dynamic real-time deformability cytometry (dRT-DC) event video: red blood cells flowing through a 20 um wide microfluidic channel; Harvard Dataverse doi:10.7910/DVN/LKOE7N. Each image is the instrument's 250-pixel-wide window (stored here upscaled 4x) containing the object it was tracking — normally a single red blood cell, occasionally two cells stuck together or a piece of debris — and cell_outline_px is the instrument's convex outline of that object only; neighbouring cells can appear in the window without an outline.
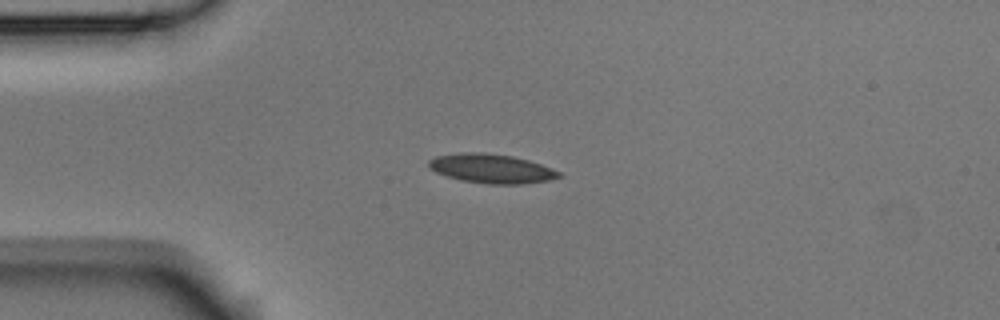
{"species": "Egyptian fruit bat (a non-hibernating species)", "species_latin": "Rousettus aegyptiacus", "temperature_condition": "room temperature", "stored_images_in_passage": 9, "camera_frame_rate_fps": 3000, "um_per_image_px": 0.085, "animal": {"sex": "male"}, "frame": {"image": 1, "passage_image": 2, "time_ms": 0.333, "image_size_px": [1000, 320], "cell_outline_px": [[564, 176], [548, 180], [520, 184], [488, 184], [460, 180], [436, 172], [428, 168], [428, 160], [436, 156], [460, 152], [484, 152], [512, 156], [528, 160], [552, 168], [560, 172]], "centroid_in_image_um": [41.75, 14.32], "position_along_channel_um": 43.2, "area_um2": 22.2}}
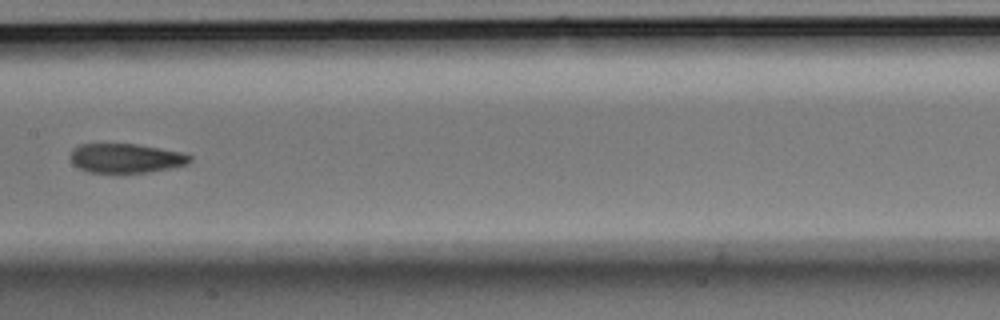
{"frame": {"image": 2, "passage_image": 6, "time_ms": 1.667, "image_size_px": [1000, 320], "cell_outline_px": [[192, 160], [188, 164], [172, 168], [148, 172], [88, 172], [72, 164], [68, 156], [72, 148], [80, 144], [136, 144], [160, 148], [180, 152], [192, 156]], "centroid_in_image_um": [10.67, 13.44], "position_along_channel_um": 196.7, "area_um2": 20.52}}
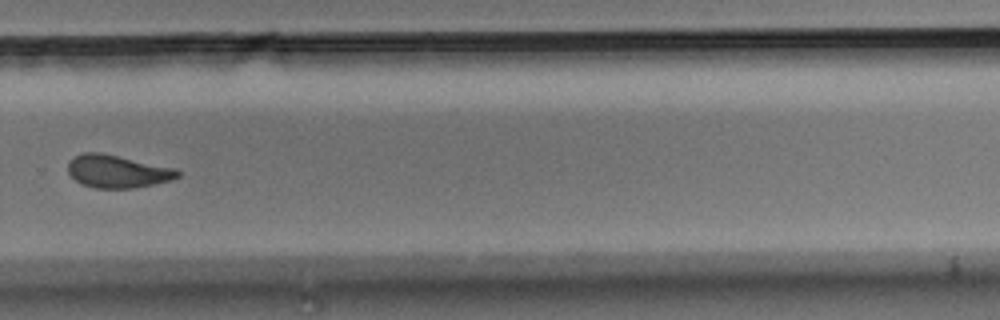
{"frame": {"image": 3, "passage_image": 9, "time_ms": 2.667, "image_size_px": [1000, 320], "cell_outline_px": [[180, 176], [172, 180], [136, 188], [96, 188], [84, 184], [76, 180], [68, 172], [68, 160], [84, 152], [100, 152], [176, 168], [180, 172]], "centroid_in_image_um": [10.01, 14.56], "position_along_channel_um": 319.8, "area_um2": 20.92}}